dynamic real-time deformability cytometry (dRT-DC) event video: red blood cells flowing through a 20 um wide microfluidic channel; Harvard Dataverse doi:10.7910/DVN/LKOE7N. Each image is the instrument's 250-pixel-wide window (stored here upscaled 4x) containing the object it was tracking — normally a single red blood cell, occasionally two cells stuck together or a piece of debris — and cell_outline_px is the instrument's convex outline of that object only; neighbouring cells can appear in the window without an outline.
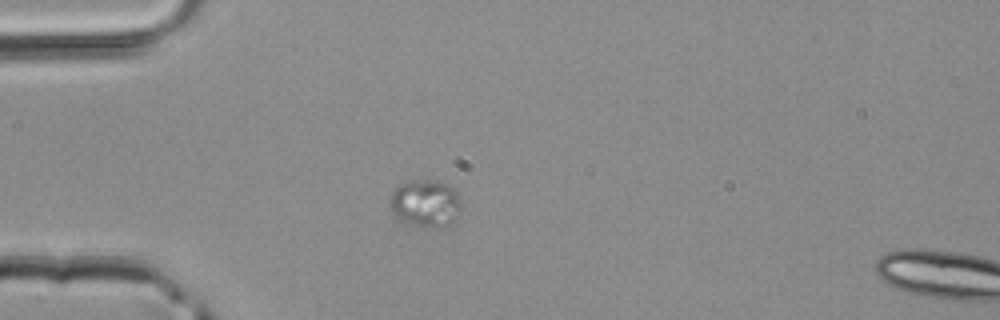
{"species": "common noctule bat (a hibernating species)", "species_latin": "Nyctalus noctula", "temperature_condition": "room temperature", "stored_images_in_passage": 2, "camera_frame_rate_fps": 3000, "um_per_image_px": 0.085, "animal": {"sex": "male", "body_mass_g": 20.4}, "frame": {"image": 1, "passage_image": 1, "time_ms": 0.0, "image_size_px": [1000, 320], "cell_outline_px": [[460, 212], [444, 228], [428, 228], [408, 224], [396, 220], [388, 208], [388, 200], [392, 192], [400, 184], [408, 180], [436, 180], [448, 184], [456, 192], [460, 204]], "centroid_in_image_um": [36.08, 17.3], "position_along_channel_um": 48.9, "area_um2": 20.23}}